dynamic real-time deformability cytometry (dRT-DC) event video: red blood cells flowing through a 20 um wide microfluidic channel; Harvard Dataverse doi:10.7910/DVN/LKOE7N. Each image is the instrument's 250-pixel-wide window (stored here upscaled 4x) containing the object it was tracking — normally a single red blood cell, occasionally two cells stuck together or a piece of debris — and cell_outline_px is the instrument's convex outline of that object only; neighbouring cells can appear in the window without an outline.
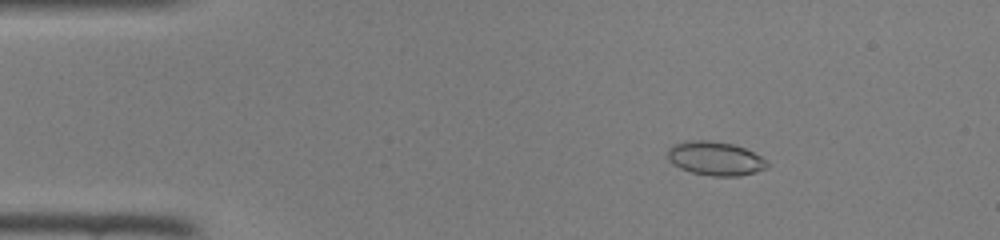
{"species": "common noctule bat (a hibernating species)", "species_latin": "Nyctalus noctula", "temperature_condition": "room temperature", "stored_images_in_passage": 46, "camera_frame_rate_fps": 3000, "um_per_image_px": 0.085, "animal": {"sex": "female", "body_mass_g": 22.0, "forearm_length_mm": 56.7}, "frame": {"image": 1, "passage_image": 7, "time_ms": 2.0, "image_size_px": [1000, 240], "cell_outline_px": [[768, 168], [736, 176], [712, 176], [692, 172], [680, 168], [672, 164], [668, 160], [668, 148], [676, 144], [688, 140], [708, 140], [732, 144], [744, 148], [760, 156], [768, 164]], "centroid_in_image_um": [60.76, 13.47], "position_along_channel_um": 24.2, "area_um2": 19.36}}
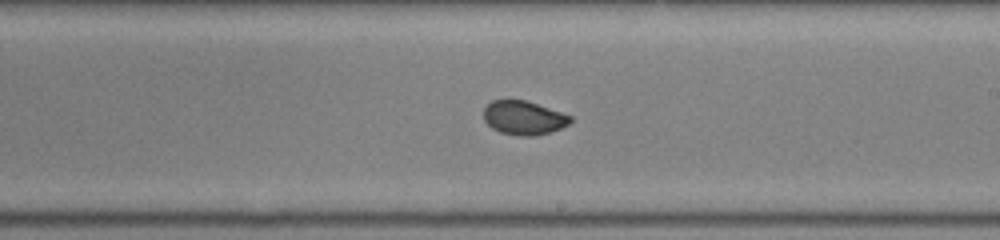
{"frame": {"image": 2, "passage_image": 27, "time_ms": 8.667, "image_size_px": [1000, 240], "cell_outline_px": [[572, 120], [568, 124], [560, 128], [536, 136], [520, 136], [500, 132], [492, 128], [484, 120], [484, 108], [492, 100], [524, 100], [572, 116]], "centroid_in_image_um": [44.49, 10.02], "position_along_channel_um": 244.5, "area_um2": 16.88}}
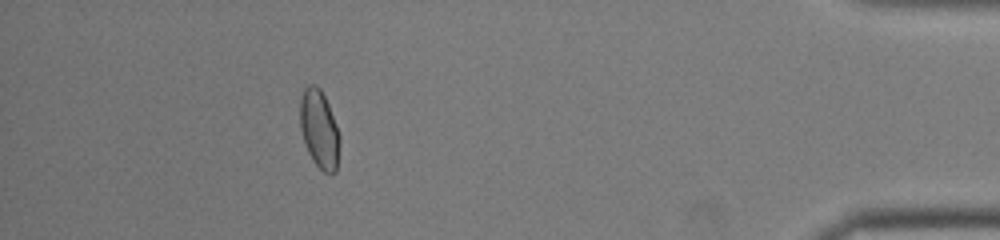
{"frame": {"image": 3, "passage_image": 42, "time_ms": 13.667, "image_size_px": [1000, 240], "cell_outline_px": [[340, 144], [336, 172], [324, 172], [312, 160], [308, 152], [300, 128], [300, 96], [304, 88], [308, 84], [316, 84], [320, 88], [328, 104], [336, 124], [340, 136]], "centroid_in_image_um": [27.13, 10.95], "position_along_channel_um": 408.1, "area_um2": 18.09}}